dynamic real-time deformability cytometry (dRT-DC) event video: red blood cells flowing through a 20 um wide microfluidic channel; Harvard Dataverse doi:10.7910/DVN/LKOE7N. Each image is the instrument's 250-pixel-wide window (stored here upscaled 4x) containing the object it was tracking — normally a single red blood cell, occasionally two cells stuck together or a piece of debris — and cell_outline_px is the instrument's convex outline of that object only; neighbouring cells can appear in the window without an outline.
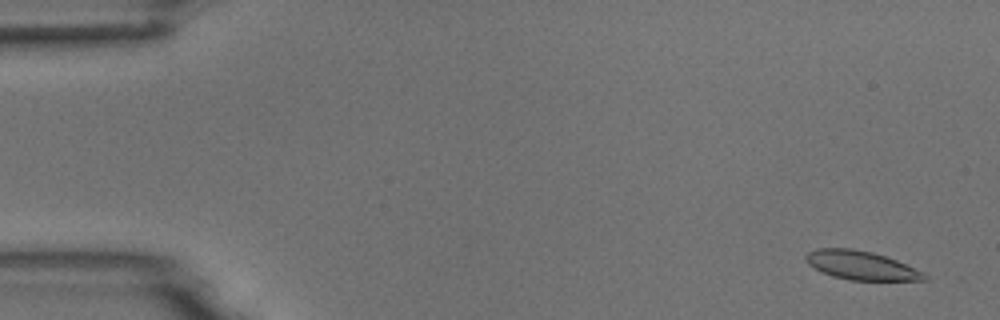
{"species": "common noctule bat (a hibernating species)", "species_latin": "Nyctalus noctula", "temperature_condition": "room temperature", "stored_images_in_passage": 31, "camera_frame_rate_fps": 3000, "um_per_image_px": 0.085, "animal": {"sex": "male", "body_mass_g": 18.8}, "frame": {"image": 1, "passage_image": 3, "time_ms": 0.667, "image_size_px": [1000, 320], "cell_outline_px": [[928, 280], [848, 280], [832, 276], [812, 268], [804, 260], [804, 256], [808, 252], [816, 248], [852, 248], [872, 252], [896, 260], [924, 272], [928, 276]], "centroid_in_image_um": [73.15, 22.55], "position_along_channel_um": 11.9, "area_um2": 20.0}}
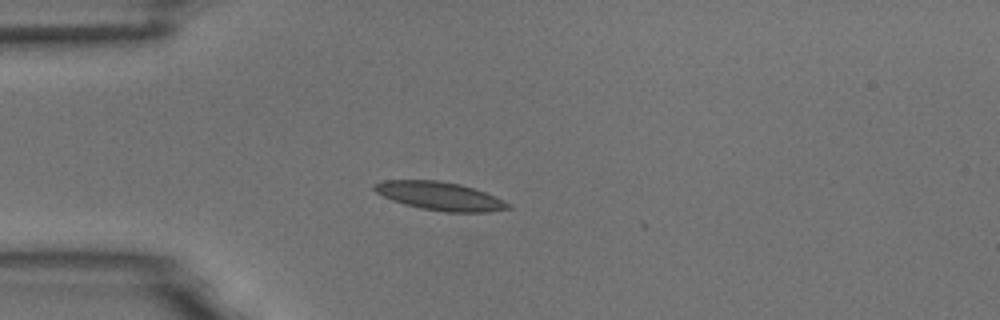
{"frame": {"image": 2, "passage_image": 15, "time_ms": 4.667, "image_size_px": [1000, 320], "cell_outline_px": [[512, 208], [488, 212], [444, 212], [420, 208], [404, 204], [392, 200], [376, 192], [372, 188], [372, 184], [384, 180], [440, 180], [460, 184], [484, 192], [504, 200], [512, 204]], "centroid_in_image_um": [37.39, 16.66], "position_along_channel_um": 47.6, "area_um2": 22.2}}
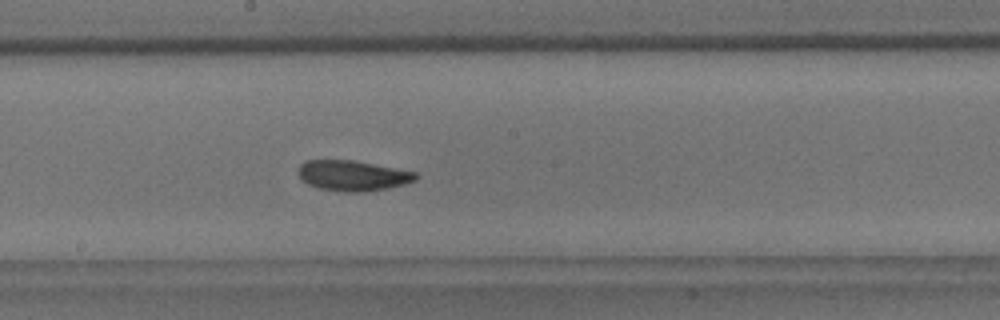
{"frame": {"image": 3, "passage_image": 30, "time_ms": 9.667, "image_size_px": [1000, 320], "cell_outline_px": [[420, 176], [416, 180], [404, 184], [388, 188], [360, 192], [344, 192], [320, 188], [308, 184], [300, 180], [296, 172], [300, 164], [304, 160], [352, 160], [396, 168], [416, 172]], "centroid_in_image_um": [29.95, 14.92], "position_along_channel_um": 218.3, "area_um2": 20.98}}